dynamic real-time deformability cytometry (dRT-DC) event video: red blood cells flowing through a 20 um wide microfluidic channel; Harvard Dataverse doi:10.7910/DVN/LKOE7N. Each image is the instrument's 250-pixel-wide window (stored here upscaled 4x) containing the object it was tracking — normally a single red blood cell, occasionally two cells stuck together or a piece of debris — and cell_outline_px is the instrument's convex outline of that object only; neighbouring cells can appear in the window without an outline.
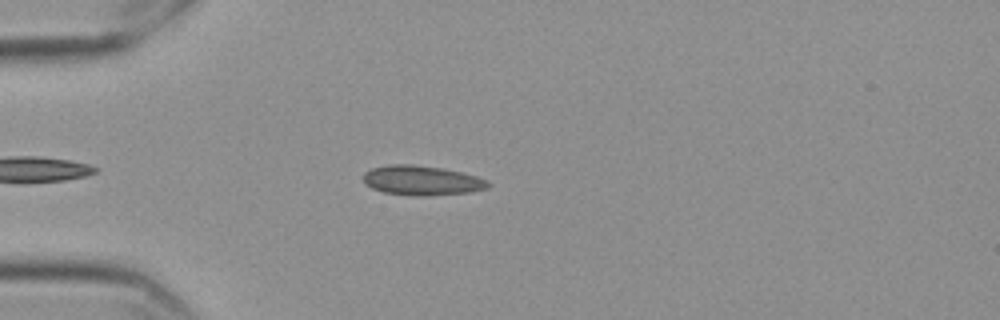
{"species": "Egyptian fruit bat (a non-hibernating species)", "species_latin": "Rousettus aegyptiacus", "temperature_condition": "cold", "stored_images_in_passage": 48, "camera_frame_rate_fps": 3000, "um_per_image_px": 0.085, "frame": {"image": 1, "passage_image": 7, "time_ms": 2.0, "image_size_px": [1000, 320], "cell_outline_px": [[492, 184], [488, 188], [472, 192], [428, 196], [416, 196], [384, 192], [372, 188], [364, 184], [364, 172], [372, 168], [388, 164], [412, 164], [444, 168], [476, 176], [488, 180]], "centroid_in_image_um": [35.88, 15.34], "position_along_channel_um": 49.1, "area_um2": 21.79}}
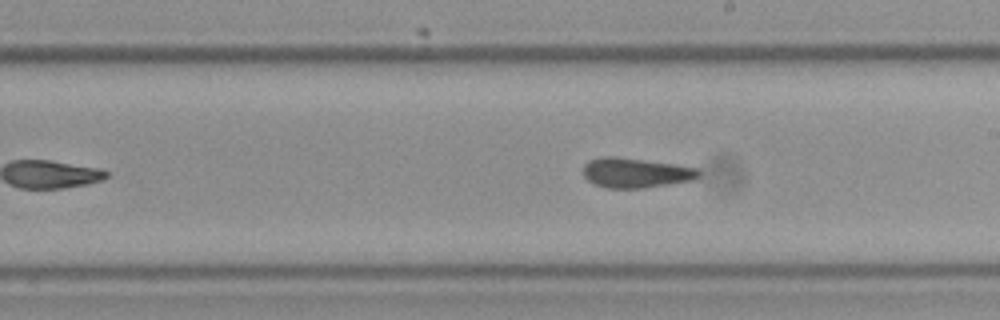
{"frame": {"image": 2, "passage_image": 24, "time_ms": 7.667, "image_size_px": [1000, 320], "cell_outline_px": [[700, 176], [692, 180], [640, 188], [608, 188], [596, 184], [588, 180], [584, 176], [584, 164], [588, 160], [600, 156], [616, 156], [676, 164], [696, 168], [700, 172]], "centroid_in_image_um": [54.01, 14.67], "position_along_channel_um": 235.0, "area_um2": 20.0}}
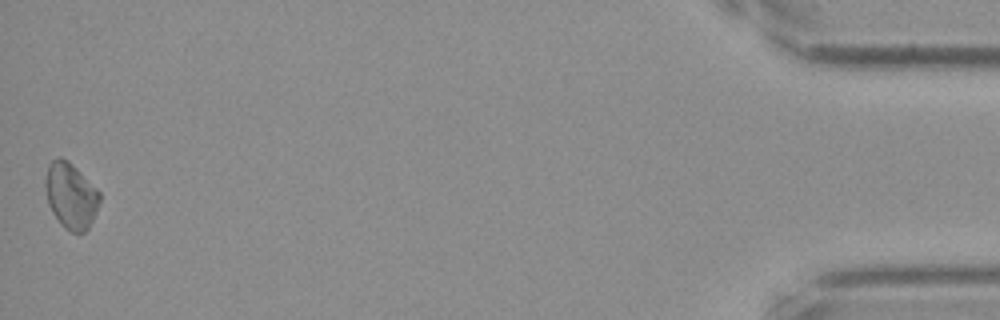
{"frame": {"image": 3, "passage_image": 48, "time_ms": 15.667, "image_size_px": [1000, 320], "cell_outline_px": [[100, 200], [96, 212], [88, 228], [84, 232], [72, 232], [64, 228], [60, 224], [52, 212], [48, 204], [44, 188], [44, 180], [48, 164], [52, 160], [60, 156], [68, 160], [100, 192]], "centroid_in_image_um": [5.99, 16.62], "position_along_channel_um": 429.2, "area_um2": 20.92}, "authors_computed_cell_mechanics": {"area_um2": 20.2878, "velocity_mm_per_s": 3.5504, "shape_relaxation_time_tau1_ms": null, "shape_relaxation_time_tau2_ms": 2.9716, "deformation_change_tau1": null, "deformation_change_tau2": 0.0578}}